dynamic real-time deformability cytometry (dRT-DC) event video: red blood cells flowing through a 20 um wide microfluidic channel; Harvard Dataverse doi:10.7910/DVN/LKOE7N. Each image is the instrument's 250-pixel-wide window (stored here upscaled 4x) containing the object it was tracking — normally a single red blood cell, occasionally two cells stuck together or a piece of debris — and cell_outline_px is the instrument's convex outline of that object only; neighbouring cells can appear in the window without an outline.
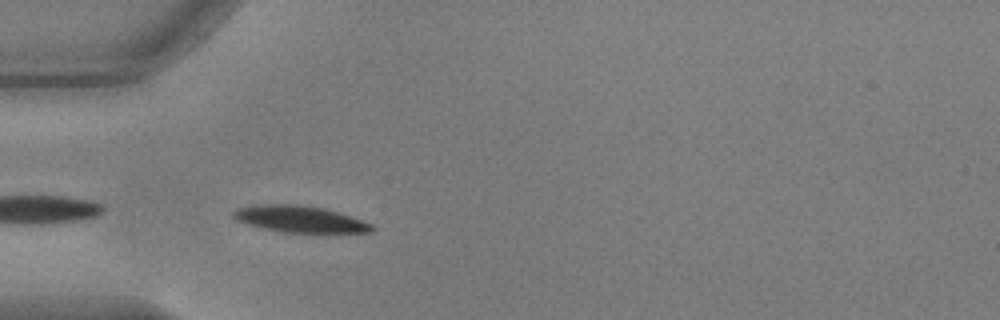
{"species": "common noctule bat (a hibernating species)", "species_latin": "Nyctalus noctula", "temperature_condition": "warm", "stored_images_in_passage": 30, "camera_frame_rate_fps": 3000, "um_per_image_px": 0.085, "animal": {"sex": "male", "body_mass_g": 17.9, "forearm_length_mm": 54.2}, "frame": {"image": 1, "passage_image": 2, "time_ms": 0.333, "image_size_px": [1000, 320], "cell_outline_px": [[376, 228], [372, 232], [332, 236], [316, 236], [280, 232], [248, 224], [236, 220], [232, 216], [232, 212], [236, 208], [256, 204], [300, 204], [324, 208], [340, 212], [372, 224]], "centroid_in_image_um": [25.61, 18.69], "position_along_channel_um": 59.4, "area_um2": 23.06}}
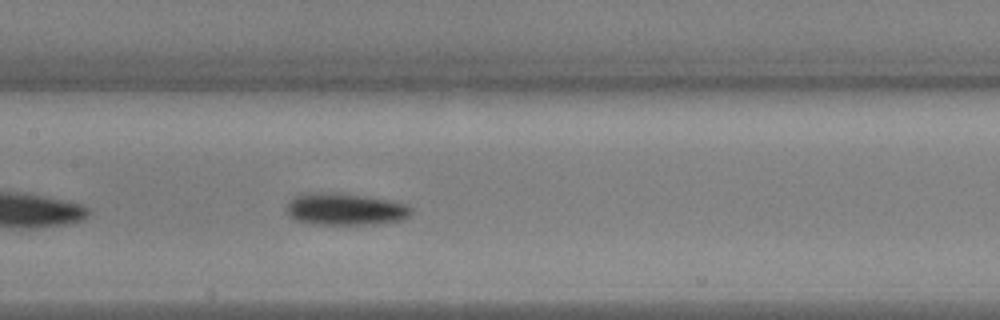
{"frame": {"image": 2, "passage_image": 12, "time_ms": 3.667, "image_size_px": [1000, 320], "cell_outline_px": [[412, 212], [408, 216], [400, 220], [376, 224], [308, 224], [296, 220], [288, 216], [284, 212], [284, 208], [288, 200], [292, 196], [300, 192], [344, 192], [396, 200], [408, 204], [412, 208]], "centroid_in_image_um": [29.28, 17.74], "position_along_channel_um": 178.1, "area_um2": 24.39}}
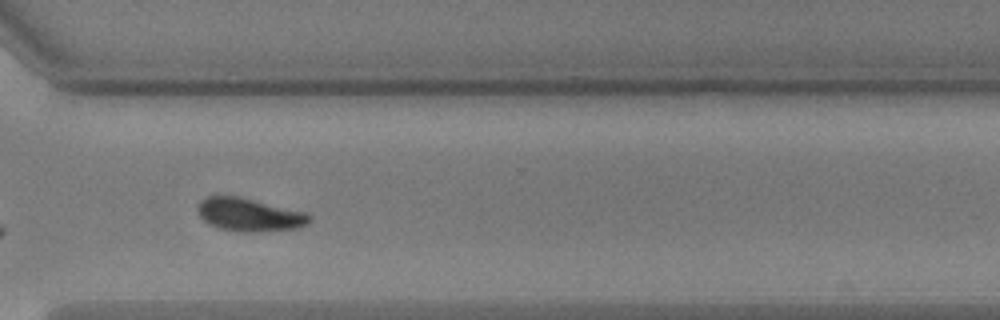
{"frame": {"image": 3, "passage_image": 26, "time_ms": 8.333, "image_size_px": [1000, 320], "cell_outline_px": [[312, 220], [308, 224], [300, 228], [260, 232], [244, 232], [216, 228], [208, 224], [200, 216], [196, 208], [200, 200], [208, 196], [236, 196], [308, 212], [312, 216]], "centroid_in_image_um": [21.23, 18.26], "position_along_channel_um": 349.4, "area_um2": 21.91}, "authors_computed_cell_mechanics": {"area_um2": 22.3108, "velocity_mm_per_s": 3.6764, "shape_relaxation_time_tau1_ms": 1.652, "shape_relaxation_time_tau2_ms": 8.3556, "deformation_change_tau1": 0.1307, "deformation_change_tau2": 0.1397}}